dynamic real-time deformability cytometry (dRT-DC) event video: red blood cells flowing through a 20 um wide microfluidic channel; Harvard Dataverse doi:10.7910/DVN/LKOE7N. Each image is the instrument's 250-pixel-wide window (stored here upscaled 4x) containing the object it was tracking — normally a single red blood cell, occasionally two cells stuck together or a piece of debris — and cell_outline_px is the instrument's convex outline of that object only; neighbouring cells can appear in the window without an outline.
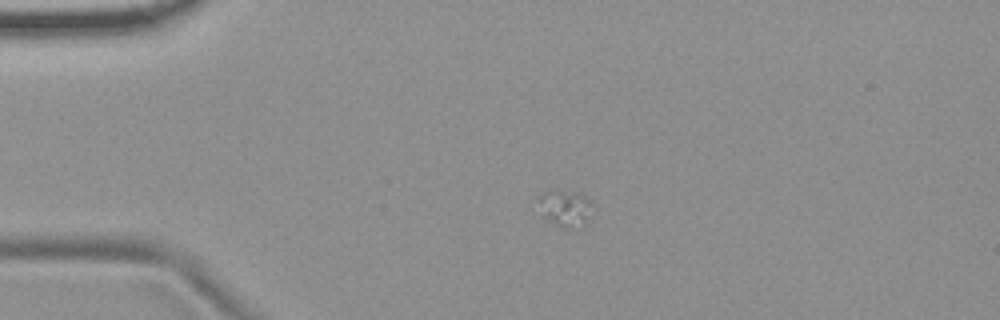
{"species": "common noctule bat (a hibernating species)", "species_latin": "Nyctalus noctula", "temperature_condition": "room temperature", "stored_images_in_passage": 18, "camera_frame_rate_fps": 3000, "um_per_image_px": 0.085, "animal": {"sex": "female", "body_mass_g": 19.9}, "frame": {"image": 1, "passage_image": 13, "time_ms": 4.0, "image_size_px": [1000, 320], "cell_outline_px": [[592, 204], [588, 216], [584, 220], [572, 228], [568, 228], [548, 220], [544, 216], [536, 196], [544, 192], [556, 188], [580, 192], [588, 196]], "centroid_in_image_um": [48.0, 17.57], "position_along_channel_um": 37.0, "area_um2": 11.33}}